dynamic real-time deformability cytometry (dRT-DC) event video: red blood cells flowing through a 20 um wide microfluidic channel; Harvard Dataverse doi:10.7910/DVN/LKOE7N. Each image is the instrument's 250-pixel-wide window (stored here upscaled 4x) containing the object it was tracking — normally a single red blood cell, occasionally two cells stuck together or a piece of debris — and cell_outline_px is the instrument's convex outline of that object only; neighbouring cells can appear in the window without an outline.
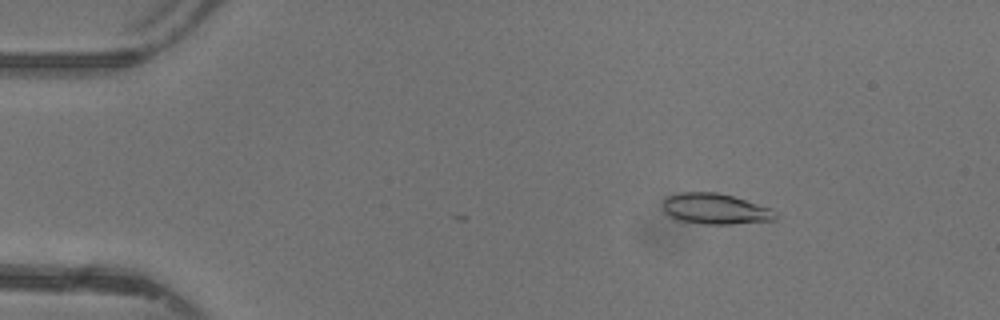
{"species": "common noctule bat (a hibernating species)", "species_latin": "Nyctalus noctula", "temperature_condition": "warm", "stored_images_in_passage": 9, "camera_frame_rate_fps": 3000, "um_per_image_px": 0.085, "animal": {"sex": "female"}, "frame": {"image": 1, "passage_image": 1, "time_ms": 0.0, "image_size_px": [1000, 320], "cell_outline_px": [[776, 220], [732, 224], [704, 224], [676, 220], [668, 216], [664, 212], [664, 200], [668, 196], [680, 192], [716, 192], [732, 196], [772, 208], [776, 212]], "centroid_in_image_um": [60.8, 17.76], "position_along_channel_um": 24.2, "area_um2": 20.23}}